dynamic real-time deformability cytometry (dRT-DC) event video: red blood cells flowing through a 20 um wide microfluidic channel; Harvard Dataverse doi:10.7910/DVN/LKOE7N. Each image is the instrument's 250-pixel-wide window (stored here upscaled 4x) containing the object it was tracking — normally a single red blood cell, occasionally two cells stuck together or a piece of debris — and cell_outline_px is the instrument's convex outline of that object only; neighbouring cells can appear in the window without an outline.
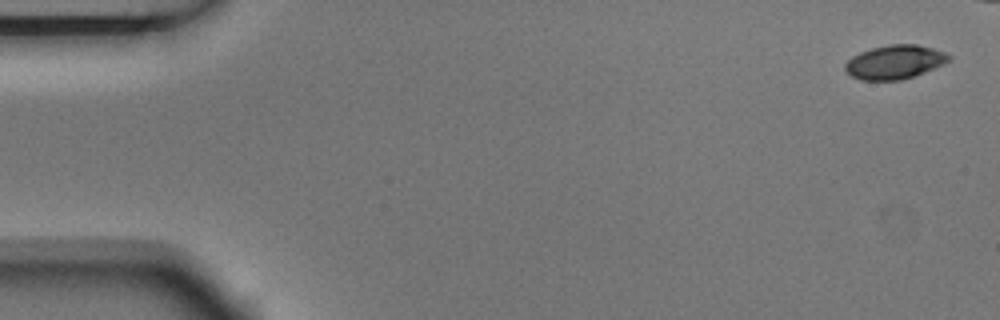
{"species": "Egyptian fruit bat (a non-hibernating species)", "species_latin": "Rousettus aegyptiacus", "temperature_condition": "room temperature", "stored_images_in_passage": 6, "camera_frame_rate_fps": 3000, "um_per_image_px": 0.085, "animal": {"sex": "male"}, "frame": {"image": 1, "passage_image": 1, "time_ms": 0.0, "image_size_px": [1000, 320], "cell_outline_px": [[952, 56], [944, 64], [924, 72], [900, 80], [860, 80], [852, 76], [844, 68], [844, 64], [852, 56], [860, 52], [872, 48], [888, 44], [916, 44], [932, 48], [944, 52]], "centroid_in_image_um": [76.04, 5.27], "position_along_channel_um": 9.0, "area_um2": 20.35}}